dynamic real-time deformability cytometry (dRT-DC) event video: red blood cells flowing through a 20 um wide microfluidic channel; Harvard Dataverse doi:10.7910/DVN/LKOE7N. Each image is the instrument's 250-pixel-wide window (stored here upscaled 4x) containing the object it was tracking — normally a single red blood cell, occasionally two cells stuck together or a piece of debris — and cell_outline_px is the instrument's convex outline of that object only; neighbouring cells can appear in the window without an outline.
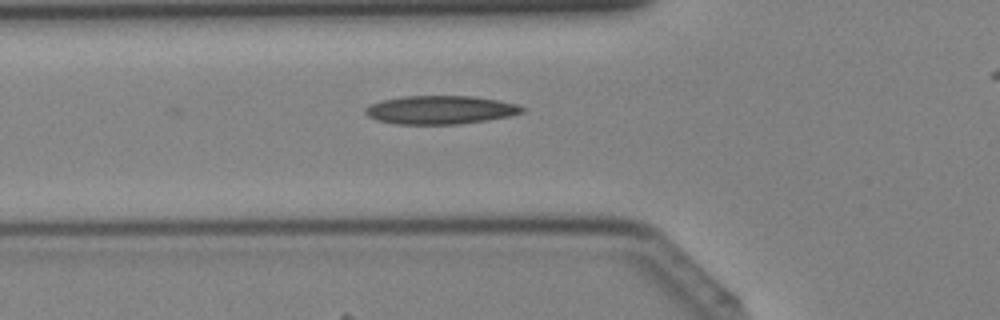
{"species": "Egyptian fruit bat (a non-hibernating species)", "species_latin": "Rousettus aegyptiacus", "temperature_condition": "cold", "stored_images_in_passage": 3, "camera_frame_rate_fps": 3000, "um_per_image_px": 0.085, "animal": {"sex": "female"}, "frame": {"image": 1, "passage_image": 3, "time_ms": 0.667, "image_size_px": [1000, 320], "cell_outline_px": [[528, 108], [524, 112], [508, 116], [460, 124], [396, 124], [376, 120], [368, 116], [364, 112], [364, 108], [368, 104], [380, 100], [400, 96], [472, 96], [496, 100], [516, 104]], "centroid_in_image_um": [37.37, 9.33], "position_along_channel_um": 88.4, "area_um2": 26.13}}